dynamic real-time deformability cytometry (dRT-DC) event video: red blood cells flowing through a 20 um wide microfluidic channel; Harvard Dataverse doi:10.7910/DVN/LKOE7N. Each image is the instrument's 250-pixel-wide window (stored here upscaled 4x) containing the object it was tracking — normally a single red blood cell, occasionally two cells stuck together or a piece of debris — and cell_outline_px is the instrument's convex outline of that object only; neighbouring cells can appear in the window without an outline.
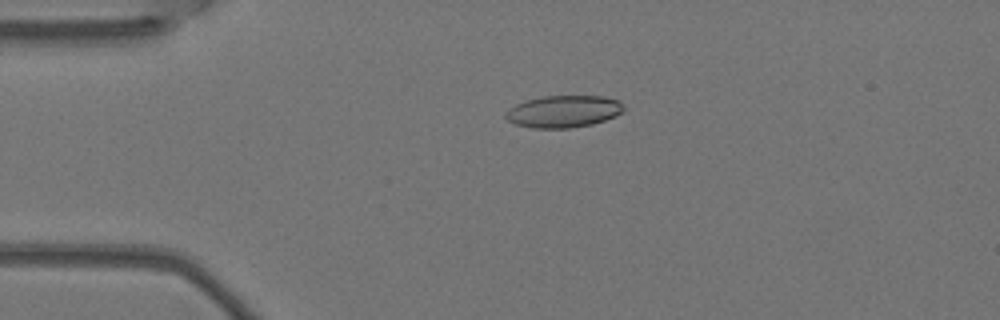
{"species": "Egyptian fruit bat (a non-hibernating species)", "species_latin": "Rousettus aegyptiacus", "temperature_condition": "warm", "stored_images_in_passage": 4, "camera_frame_rate_fps": 3000, "um_per_image_px": 0.085, "animal": {"sex": "female"}, "frame": {"image": 1, "passage_image": 4, "time_ms": 1.0, "image_size_px": [1000, 320], "cell_outline_px": [[624, 112], [616, 116], [592, 124], [568, 128], [532, 128], [516, 124], [508, 120], [504, 116], [504, 112], [508, 108], [524, 100], [544, 96], [604, 96], [620, 100], [624, 104]], "centroid_in_image_um": [47.91, 9.46], "position_along_channel_um": 37.1, "area_um2": 22.31}}